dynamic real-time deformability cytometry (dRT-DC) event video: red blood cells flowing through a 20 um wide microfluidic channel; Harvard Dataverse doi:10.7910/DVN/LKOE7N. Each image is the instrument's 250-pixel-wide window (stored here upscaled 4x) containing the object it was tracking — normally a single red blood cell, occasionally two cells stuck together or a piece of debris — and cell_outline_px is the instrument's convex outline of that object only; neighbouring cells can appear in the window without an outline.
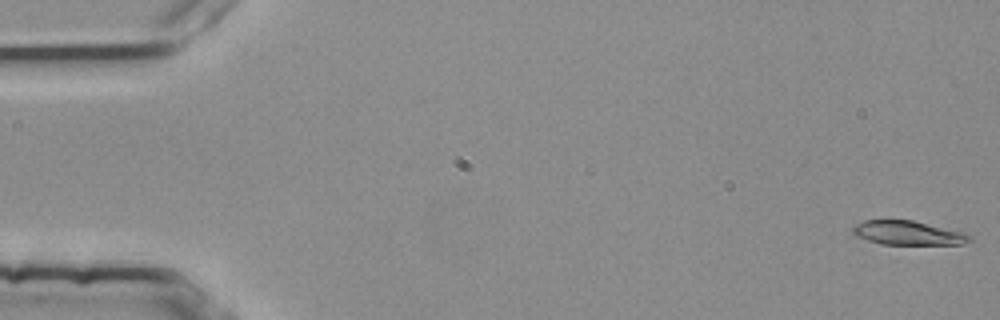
{"species": "common noctule bat (a hibernating species)", "species_latin": "Nyctalus noctula", "temperature_condition": "room temperature", "stored_images_in_passage": 51, "camera_frame_rate_fps": 3000, "um_per_image_px": 0.085, "animal": {"sex": "female", "body_mass_g": 25.1}, "frame": {"image": 1, "passage_image": 1, "time_ms": 0.0, "image_size_px": [1000, 320], "cell_outline_px": [[972, 240], [964, 244], [880, 244], [856, 236], [852, 232], [852, 228], [856, 224], [864, 220], [912, 220], [968, 232], [972, 236]], "centroid_in_image_um": [77.24, 19.79], "position_along_channel_um": 7.8, "area_um2": 16.59}}
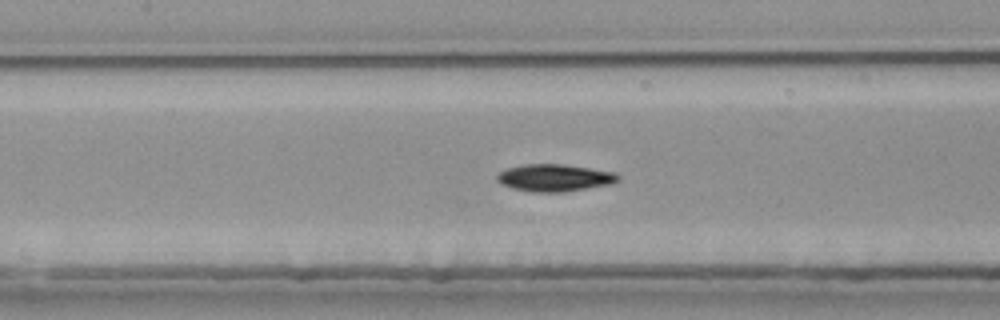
{"frame": {"image": 2, "passage_image": 25, "time_ms": 8.0, "image_size_px": [1000, 320], "cell_outline_px": [[620, 180], [612, 184], [564, 192], [532, 192], [512, 188], [500, 184], [496, 180], [496, 176], [500, 172], [508, 168], [524, 164], [560, 164], [616, 172], [620, 176]], "centroid_in_image_um": [47.14, 15.12], "position_along_channel_um": 160.3, "area_um2": 19.25}}
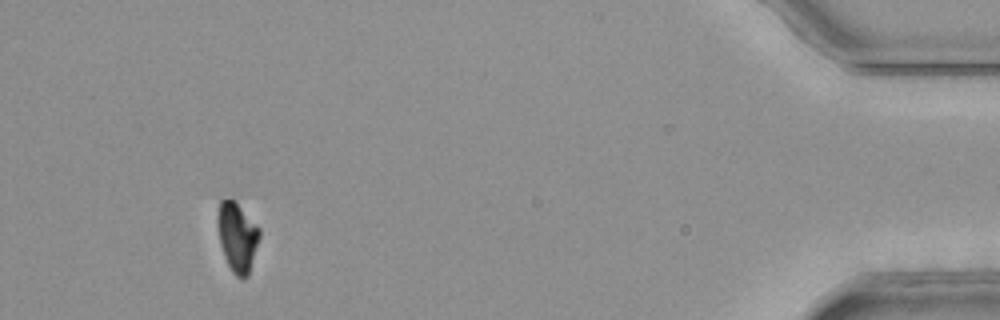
{"frame": {"image": 3, "passage_image": 51, "time_ms": 16.667, "image_size_px": [1000, 320], "cell_outline_px": [[260, 236], [248, 276], [244, 280], [236, 276], [232, 272], [224, 256], [220, 244], [216, 220], [216, 216], [220, 200], [232, 200], [260, 228]], "centroid_in_image_um": [20.15, 20.18], "position_along_channel_um": 415.1, "area_um2": 16.76}, "authors_computed_cell_mechanics": {"area_um2": 18.0914, "velocity_mm_per_s": 3.7795, "shape_relaxation_time_tau1_ms": 7.1735, "shape_relaxation_time_tau2_ms": 4.1342, "deformation_change_tau1": 0.1956, "deformation_change_tau2": 0.0537}}